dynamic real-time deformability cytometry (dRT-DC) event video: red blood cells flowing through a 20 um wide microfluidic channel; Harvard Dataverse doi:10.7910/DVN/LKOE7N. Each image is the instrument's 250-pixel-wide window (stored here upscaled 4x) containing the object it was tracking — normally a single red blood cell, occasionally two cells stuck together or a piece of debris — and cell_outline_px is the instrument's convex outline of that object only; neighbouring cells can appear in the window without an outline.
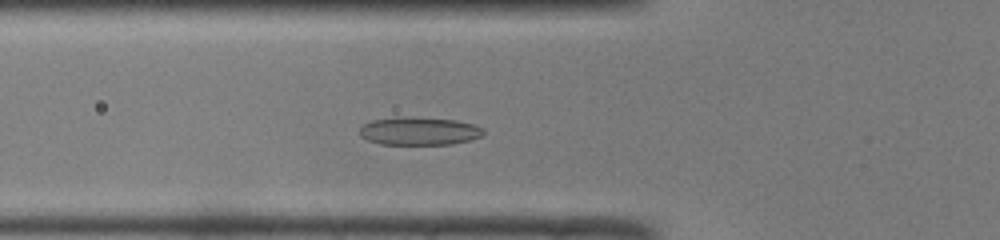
{"species": "common noctule bat (a hibernating species)", "species_latin": "Nyctalus noctula", "temperature_condition": "room temperature", "stored_images_in_passage": 44, "camera_frame_rate_fps": 3000, "um_per_image_px": 0.085, "animal": {"sex": "male", "body_mass_g": 19.0, "forearm_length_mm": 50.8}, "frame": {"image": 1, "passage_image": 12, "time_ms": 3.667, "image_size_px": [1000, 240], "cell_outline_px": [[484, 136], [472, 140], [452, 144], [380, 144], [368, 140], [360, 136], [360, 128], [364, 124], [372, 120], [396, 116], [456, 120], [472, 124], [484, 128]], "centroid_in_image_um": [35.65, 11.14], "position_along_channel_um": 90.2, "area_um2": 20.35}}
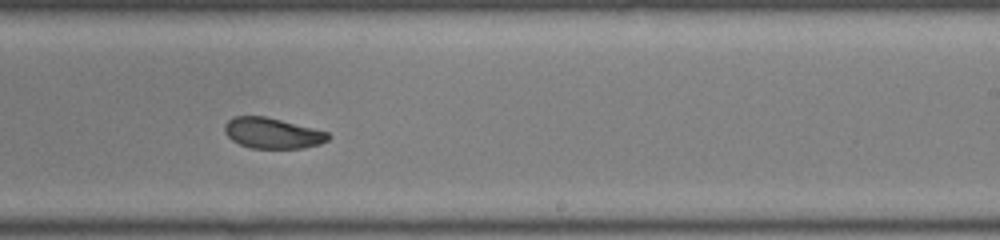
{"frame": {"image": 2, "passage_image": 25, "time_ms": 8.0, "image_size_px": [1000, 240], "cell_outline_px": [[332, 136], [328, 140], [320, 144], [304, 148], [248, 148], [232, 140], [224, 132], [224, 124], [232, 116], [264, 116], [328, 132]], "centroid_in_image_um": [23.14, 11.32], "position_along_channel_um": 265.9, "area_um2": 18.5}}
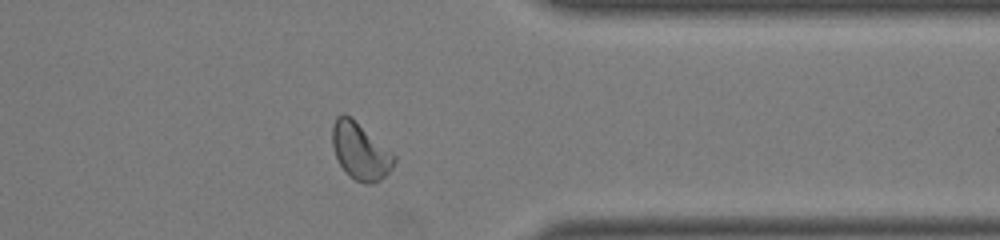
{"frame": {"image": 3, "passage_image": 34, "time_ms": 11.0, "image_size_px": [1000, 240], "cell_outline_px": [[396, 160], [392, 168], [380, 180], [372, 184], [364, 184], [348, 176], [340, 164], [336, 156], [332, 144], [332, 124], [336, 116], [344, 112], [352, 116], [392, 152], [396, 156]], "centroid_in_image_um": [30.61, 12.82], "position_along_channel_um": 380.8, "area_um2": 20.75}, "authors_computed_cell_mechanics": {"area_um2": 20.2878, "velocity_mm_per_s": 4.0601, "shape_relaxation_time_tau1_ms": 2.7941, "shape_relaxation_time_tau2_ms": 2.0065, "deformation_change_tau1": 0.1135, "deformation_change_tau2": 0.0587}}